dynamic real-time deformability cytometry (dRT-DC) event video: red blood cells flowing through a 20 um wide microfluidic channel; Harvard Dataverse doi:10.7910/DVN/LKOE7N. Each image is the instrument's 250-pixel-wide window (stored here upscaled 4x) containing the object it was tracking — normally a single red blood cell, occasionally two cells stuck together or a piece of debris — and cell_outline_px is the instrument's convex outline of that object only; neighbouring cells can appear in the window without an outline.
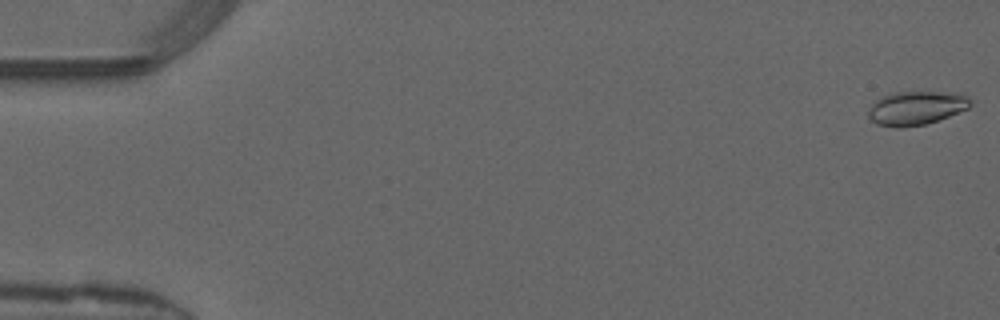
{"species": "common noctule bat (a hibernating species)", "species_latin": "Nyctalus noctula", "temperature_condition": "warm", "stored_images_in_passage": 50, "camera_frame_rate_fps": 3000, "um_per_image_px": 0.085, "animal": {"sex": "male", "forearm_length_mm": 52.5}, "frame": {"image": 1, "passage_image": 1, "time_ms": 0.0, "image_size_px": [1000, 320], "cell_outline_px": [[972, 104], [968, 108], [948, 116], [924, 124], [896, 128], [876, 124], [868, 120], [868, 112], [872, 104], [880, 96], [892, 92], [964, 92], [972, 100]], "centroid_in_image_um": [77.87, 9.16], "position_along_channel_um": 7.1, "area_um2": 20.35}}
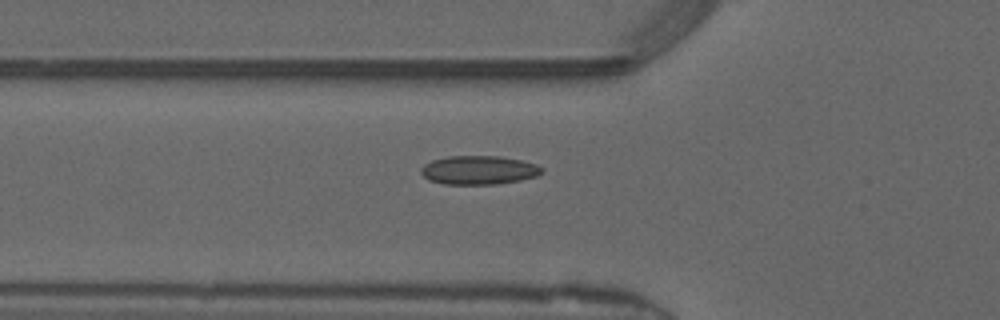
{"frame": {"image": 2, "passage_image": 18, "time_ms": 5.667, "image_size_px": [1000, 320], "cell_outline_px": [[544, 172], [536, 176], [520, 180], [496, 184], [444, 184], [428, 180], [420, 172], [420, 168], [424, 164], [432, 160], [448, 156], [500, 156], [520, 160], [536, 164], [544, 168]], "centroid_in_image_um": [40.69, 14.45], "position_along_channel_um": 85.1, "area_um2": 20.35}}
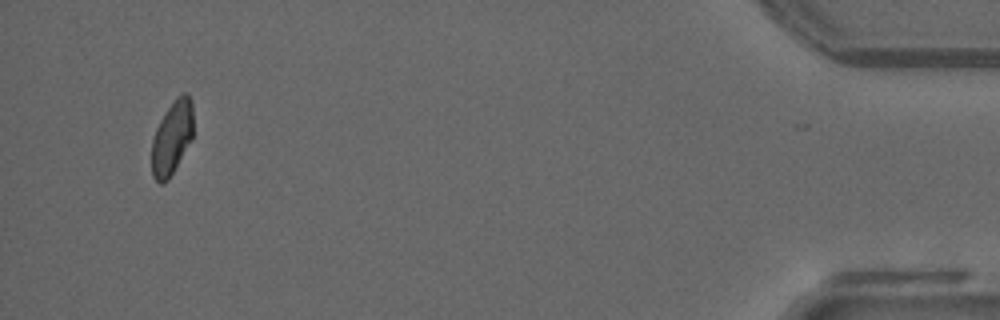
{"frame": {"image": 3, "passage_image": 48, "time_ms": 15.667, "image_size_px": [1000, 320], "cell_outline_px": [[192, 140], [168, 180], [160, 184], [152, 176], [152, 140], [156, 128], [164, 112], [176, 96], [184, 92], [188, 92], [192, 100]], "centroid_in_image_um": [14.62, 11.67], "position_along_channel_um": 420.6, "area_um2": 17.98}, "authors_computed_cell_mechanics": {"area_um2": 18.8428, "velocity_mm_per_s": 4.1413, "shape_relaxation_time_tau1_ms": null, "shape_relaxation_time_tau2_ms": 2.7565, "deformation_change_tau1": null, "deformation_change_tau2": 0.0538}}